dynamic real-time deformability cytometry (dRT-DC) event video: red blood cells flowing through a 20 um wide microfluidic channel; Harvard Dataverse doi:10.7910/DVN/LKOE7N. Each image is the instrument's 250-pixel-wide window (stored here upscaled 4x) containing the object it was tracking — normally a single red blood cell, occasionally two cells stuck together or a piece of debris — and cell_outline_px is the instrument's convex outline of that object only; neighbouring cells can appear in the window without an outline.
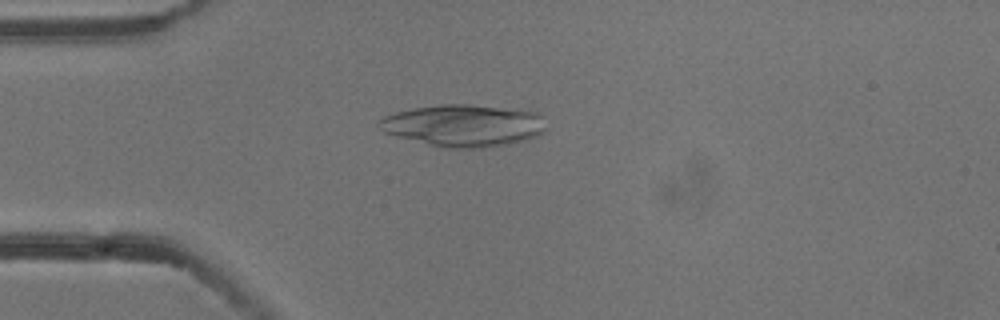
{"species": "common noctule bat (a hibernating species)", "species_latin": "Nyctalus noctula", "temperature_condition": "cold", "stored_images_in_passage": 3, "camera_frame_rate_fps": 3000, "um_per_image_px": 0.085, "animal": {"sex": "male", "body_mass_g": 13.3}, "frame": {"image": 1, "passage_image": 3, "time_ms": 0.667, "image_size_px": [1000, 320], "cell_outline_px": [[544, 132], [536, 136], [524, 140], [508, 144], [480, 148], [444, 148], [396, 136], [384, 132], [376, 124], [384, 116], [396, 112], [416, 108], [444, 104], [468, 104], [536, 112], [540, 116], [544, 128]], "centroid_in_image_um": [39.36, 10.68], "position_along_channel_um": 45.6, "area_um2": 40.34}}